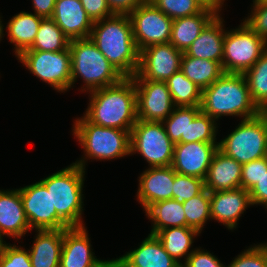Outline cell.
I'll list each match as a JSON object with an SVG mask.
<instances>
[{"instance_id":"obj_1","label":"cell","mask_w":267,"mask_h":267,"mask_svg":"<svg viewBox=\"0 0 267 267\" xmlns=\"http://www.w3.org/2000/svg\"><path fill=\"white\" fill-rule=\"evenodd\" d=\"M89 105L84 116L103 127L131 131L137 118V94L132 77L117 84L89 92Z\"/></svg>"},{"instance_id":"obj_2","label":"cell","mask_w":267,"mask_h":267,"mask_svg":"<svg viewBox=\"0 0 267 267\" xmlns=\"http://www.w3.org/2000/svg\"><path fill=\"white\" fill-rule=\"evenodd\" d=\"M89 38L124 77H133L136 74L139 51L129 15L113 14L94 22Z\"/></svg>"},{"instance_id":"obj_3","label":"cell","mask_w":267,"mask_h":267,"mask_svg":"<svg viewBox=\"0 0 267 267\" xmlns=\"http://www.w3.org/2000/svg\"><path fill=\"white\" fill-rule=\"evenodd\" d=\"M200 108L216 121L222 116H237L244 120L261 113L251 98L245 76L235 73H223L203 89Z\"/></svg>"},{"instance_id":"obj_4","label":"cell","mask_w":267,"mask_h":267,"mask_svg":"<svg viewBox=\"0 0 267 267\" xmlns=\"http://www.w3.org/2000/svg\"><path fill=\"white\" fill-rule=\"evenodd\" d=\"M69 50L72 88L77 78L83 79L85 85L80 90L86 93L117 84L124 78L89 37L70 40Z\"/></svg>"},{"instance_id":"obj_5","label":"cell","mask_w":267,"mask_h":267,"mask_svg":"<svg viewBox=\"0 0 267 267\" xmlns=\"http://www.w3.org/2000/svg\"><path fill=\"white\" fill-rule=\"evenodd\" d=\"M76 119L72 132L86 156L76 160L77 166L85 170L88 159L108 161L130 155V131L96 125L84 115Z\"/></svg>"},{"instance_id":"obj_6","label":"cell","mask_w":267,"mask_h":267,"mask_svg":"<svg viewBox=\"0 0 267 267\" xmlns=\"http://www.w3.org/2000/svg\"><path fill=\"white\" fill-rule=\"evenodd\" d=\"M85 170L75 163L40 180L51 194L52 208L70 226H85L82 220Z\"/></svg>"},{"instance_id":"obj_7","label":"cell","mask_w":267,"mask_h":267,"mask_svg":"<svg viewBox=\"0 0 267 267\" xmlns=\"http://www.w3.org/2000/svg\"><path fill=\"white\" fill-rule=\"evenodd\" d=\"M267 145V118L242 119L238 126L218 142V150L241 165L263 158Z\"/></svg>"},{"instance_id":"obj_8","label":"cell","mask_w":267,"mask_h":267,"mask_svg":"<svg viewBox=\"0 0 267 267\" xmlns=\"http://www.w3.org/2000/svg\"><path fill=\"white\" fill-rule=\"evenodd\" d=\"M267 51V41L245 21L236 29L226 30L222 68L224 73L244 74Z\"/></svg>"},{"instance_id":"obj_9","label":"cell","mask_w":267,"mask_h":267,"mask_svg":"<svg viewBox=\"0 0 267 267\" xmlns=\"http://www.w3.org/2000/svg\"><path fill=\"white\" fill-rule=\"evenodd\" d=\"M174 145L162 122L137 120L130 131V155L139 153L149 167L171 166Z\"/></svg>"},{"instance_id":"obj_10","label":"cell","mask_w":267,"mask_h":267,"mask_svg":"<svg viewBox=\"0 0 267 267\" xmlns=\"http://www.w3.org/2000/svg\"><path fill=\"white\" fill-rule=\"evenodd\" d=\"M17 60L57 92L64 93L71 88L72 63L69 47L58 52L25 50Z\"/></svg>"},{"instance_id":"obj_11","label":"cell","mask_w":267,"mask_h":267,"mask_svg":"<svg viewBox=\"0 0 267 267\" xmlns=\"http://www.w3.org/2000/svg\"><path fill=\"white\" fill-rule=\"evenodd\" d=\"M129 18L138 51L154 44L169 43L173 20L150 1L138 6Z\"/></svg>"},{"instance_id":"obj_12","label":"cell","mask_w":267,"mask_h":267,"mask_svg":"<svg viewBox=\"0 0 267 267\" xmlns=\"http://www.w3.org/2000/svg\"><path fill=\"white\" fill-rule=\"evenodd\" d=\"M31 230H59L70 226L52 208L51 194L40 182L19 188Z\"/></svg>"},{"instance_id":"obj_13","label":"cell","mask_w":267,"mask_h":267,"mask_svg":"<svg viewBox=\"0 0 267 267\" xmlns=\"http://www.w3.org/2000/svg\"><path fill=\"white\" fill-rule=\"evenodd\" d=\"M183 52L171 43L154 44L139 51V66L133 80L167 81L180 70Z\"/></svg>"},{"instance_id":"obj_14","label":"cell","mask_w":267,"mask_h":267,"mask_svg":"<svg viewBox=\"0 0 267 267\" xmlns=\"http://www.w3.org/2000/svg\"><path fill=\"white\" fill-rule=\"evenodd\" d=\"M137 94V118L162 122L173 111L174 104L166 81L134 80Z\"/></svg>"},{"instance_id":"obj_15","label":"cell","mask_w":267,"mask_h":267,"mask_svg":"<svg viewBox=\"0 0 267 267\" xmlns=\"http://www.w3.org/2000/svg\"><path fill=\"white\" fill-rule=\"evenodd\" d=\"M218 143L188 142L174 145L171 167L181 175L205 179Z\"/></svg>"},{"instance_id":"obj_16","label":"cell","mask_w":267,"mask_h":267,"mask_svg":"<svg viewBox=\"0 0 267 267\" xmlns=\"http://www.w3.org/2000/svg\"><path fill=\"white\" fill-rule=\"evenodd\" d=\"M249 206H252L249 191L241 187L210 192L211 220H217L229 230L236 229L240 216Z\"/></svg>"},{"instance_id":"obj_17","label":"cell","mask_w":267,"mask_h":267,"mask_svg":"<svg viewBox=\"0 0 267 267\" xmlns=\"http://www.w3.org/2000/svg\"><path fill=\"white\" fill-rule=\"evenodd\" d=\"M174 177L171 166L148 167L141 173L136 196L144 211L156 202L172 199Z\"/></svg>"},{"instance_id":"obj_18","label":"cell","mask_w":267,"mask_h":267,"mask_svg":"<svg viewBox=\"0 0 267 267\" xmlns=\"http://www.w3.org/2000/svg\"><path fill=\"white\" fill-rule=\"evenodd\" d=\"M89 239L85 226L63 229L59 267H97L103 260L94 256Z\"/></svg>"},{"instance_id":"obj_19","label":"cell","mask_w":267,"mask_h":267,"mask_svg":"<svg viewBox=\"0 0 267 267\" xmlns=\"http://www.w3.org/2000/svg\"><path fill=\"white\" fill-rule=\"evenodd\" d=\"M51 18L70 40L90 37L93 22L80 0H56Z\"/></svg>"},{"instance_id":"obj_20","label":"cell","mask_w":267,"mask_h":267,"mask_svg":"<svg viewBox=\"0 0 267 267\" xmlns=\"http://www.w3.org/2000/svg\"><path fill=\"white\" fill-rule=\"evenodd\" d=\"M30 230L19 189L0 190V233L18 240Z\"/></svg>"},{"instance_id":"obj_21","label":"cell","mask_w":267,"mask_h":267,"mask_svg":"<svg viewBox=\"0 0 267 267\" xmlns=\"http://www.w3.org/2000/svg\"><path fill=\"white\" fill-rule=\"evenodd\" d=\"M221 14H217L184 52L185 55L222 63L225 29Z\"/></svg>"},{"instance_id":"obj_22","label":"cell","mask_w":267,"mask_h":267,"mask_svg":"<svg viewBox=\"0 0 267 267\" xmlns=\"http://www.w3.org/2000/svg\"><path fill=\"white\" fill-rule=\"evenodd\" d=\"M125 267H181L164 249L156 235L150 234L139 247L119 257Z\"/></svg>"},{"instance_id":"obj_23","label":"cell","mask_w":267,"mask_h":267,"mask_svg":"<svg viewBox=\"0 0 267 267\" xmlns=\"http://www.w3.org/2000/svg\"><path fill=\"white\" fill-rule=\"evenodd\" d=\"M242 165L217 150L204 179L209 192L233 190L241 187Z\"/></svg>"},{"instance_id":"obj_24","label":"cell","mask_w":267,"mask_h":267,"mask_svg":"<svg viewBox=\"0 0 267 267\" xmlns=\"http://www.w3.org/2000/svg\"><path fill=\"white\" fill-rule=\"evenodd\" d=\"M29 251L32 267H59L62 253L63 229L36 230Z\"/></svg>"},{"instance_id":"obj_25","label":"cell","mask_w":267,"mask_h":267,"mask_svg":"<svg viewBox=\"0 0 267 267\" xmlns=\"http://www.w3.org/2000/svg\"><path fill=\"white\" fill-rule=\"evenodd\" d=\"M216 15L215 11L205 8L198 14L174 19L169 43L184 53Z\"/></svg>"},{"instance_id":"obj_26","label":"cell","mask_w":267,"mask_h":267,"mask_svg":"<svg viewBox=\"0 0 267 267\" xmlns=\"http://www.w3.org/2000/svg\"><path fill=\"white\" fill-rule=\"evenodd\" d=\"M42 19L34 13L22 11L9 20L6 26L7 36L15 46V57L32 46Z\"/></svg>"},{"instance_id":"obj_27","label":"cell","mask_w":267,"mask_h":267,"mask_svg":"<svg viewBox=\"0 0 267 267\" xmlns=\"http://www.w3.org/2000/svg\"><path fill=\"white\" fill-rule=\"evenodd\" d=\"M155 235L161 241L165 251L182 266L194 251L190 248L194 243L193 240L200 233L193 228L182 226L162 229ZM181 258H185L184 262Z\"/></svg>"},{"instance_id":"obj_28","label":"cell","mask_w":267,"mask_h":267,"mask_svg":"<svg viewBox=\"0 0 267 267\" xmlns=\"http://www.w3.org/2000/svg\"><path fill=\"white\" fill-rule=\"evenodd\" d=\"M146 216L152 220L150 234L155 235L159 230L170 227L186 226L183 204L175 199L156 202L145 210Z\"/></svg>"},{"instance_id":"obj_29","label":"cell","mask_w":267,"mask_h":267,"mask_svg":"<svg viewBox=\"0 0 267 267\" xmlns=\"http://www.w3.org/2000/svg\"><path fill=\"white\" fill-rule=\"evenodd\" d=\"M180 70L201 90L209 87L224 73L219 62L191 57L184 53L181 58Z\"/></svg>"},{"instance_id":"obj_30","label":"cell","mask_w":267,"mask_h":267,"mask_svg":"<svg viewBox=\"0 0 267 267\" xmlns=\"http://www.w3.org/2000/svg\"><path fill=\"white\" fill-rule=\"evenodd\" d=\"M216 120L201 111L200 106H187L186 143H218Z\"/></svg>"},{"instance_id":"obj_31","label":"cell","mask_w":267,"mask_h":267,"mask_svg":"<svg viewBox=\"0 0 267 267\" xmlns=\"http://www.w3.org/2000/svg\"><path fill=\"white\" fill-rule=\"evenodd\" d=\"M174 106H200L202 90L189 80L181 70L173 74L167 81Z\"/></svg>"},{"instance_id":"obj_32","label":"cell","mask_w":267,"mask_h":267,"mask_svg":"<svg viewBox=\"0 0 267 267\" xmlns=\"http://www.w3.org/2000/svg\"><path fill=\"white\" fill-rule=\"evenodd\" d=\"M70 39L52 18H43L32 46L27 50L58 52L69 47Z\"/></svg>"},{"instance_id":"obj_33","label":"cell","mask_w":267,"mask_h":267,"mask_svg":"<svg viewBox=\"0 0 267 267\" xmlns=\"http://www.w3.org/2000/svg\"><path fill=\"white\" fill-rule=\"evenodd\" d=\"M243 75L253 102L262 111L267 106V51Z\"/></svg>"},{"instance_id":"obj_34","label":"cell","mask_w":267,"mask_h":267,"mask_svg":"<svg viewBox=\"0 0 267 267\" xmlns=\"http://www.w3.org/2000/svg\"><path fill=\"white\" fill-rule=\"evenodd\" d=\"M183 209L186 217V227L202 232L210 215V192L204 189L200 194L184 201Z\"/></svg>"},{"instance_id":"obj_35","label":"cell","mask_w":267,"mask_h":267,"mask_svg":"<svg viewBox=\"0 0 267 267\" xmlns=\"http://www.w3.org/2000/svg\"><path fill=\"white\" fill-rule=\"evenodd\" d=\"M156 8L172 20L192 16L205 7L197 0H149Z\"/></svg>"},{"instance_id":"obj_36","label":"cell","mask_w":267,"mask_h":267,"mask_svg":"<svg viewBox=\"0 0 267 267\" xmlns=\"http://www.w3.org/2000/svg\"><path fill=\"white\" fill-rule=\"evenodd\" d=\"M205 189L204 179L181 175L175 172L172 186V199L184 203L190 198L200 194Z\"/></svg>"},{"instance_id":"obj_37","label":"cell","mask_w":267,"mask_h":267,"mask_svg":"<svg viewBox=\"0 0 267 267\" xmlns=\"http://www.w3.org/2000/svg\"><path fill=\"white\" fill-rule=\"evenodd\" d=\"M167 136L174 143H186L187 106H175L172 113L162 121Z\"/></svg>"},{"instance_id":"obj_38","label":"cell","mask_w":267,"mask_h":267,"mask_svg":"<svg viewBox=\"0 0 267 267\" xmlns=\"http://www.w3.org/2000/svg\"><path fill=\"white\" fill-rule=\"evenodd\" d=\"M251 13L244 19L247 25L267 41V1L253 0Z\"/></svg>"},{"instance_id":"obj_39","label":"cell","mask_w":267,"mask_h":267,"mask_svg":"<svg viewBox=\"0 0 267 267\" xmlns=\"http://www.w3.org/2000/svg\"><path fill=\"white\" fill-rule=\"evenodd\" d=\"M0 267H32L29 251L7 243L0 256Z\"/></svg>"},{"instance_id":"obj_40","label":"cell","mask_w":267,"mask_h":267,"mask_svg":"<svg viewBox=\"0 0 267 267\" xmlns=\"http://www.w3.org/2000/svg\"><path fill=\"white\" fill-rule=\"evenodd\" d=\"M226 267H267V260L262 248L255 244L237 255Z\"/></svg>"},{"instance_id":"obj_41","label":"cell","mask_w":267,"mask_h":267,"mask_svg":"<svg viewBox=\"0 0 267 267\" xmlns=\"http://www.w3.org/2000/svg\"><path fill=\"white\" fill-rule=\"evenodd\" d=\"M264 167H267L264 158L243 164L241 170V188L249 191L263 175Z\"/></svg>"},{"instance_id":"obj_42","label":"cell","mask_w":267,"mask_h":267,"mask_svg":"<svg viewBox=\"0 0 267 267\" xmlns=\"http://www.w3.org/2000/svg\"><path fill=\"white\" fill-rule=\"evenodd\" d=\"M181 267H226L221 261L205 249L196 248Z\"/></svg>"},{"instance_id":"obj_43","label":"cell","mask_w":267,"mask_h":267,"mask_svg":"<svg viewBox=\"0 0 267 267\" xmlns=\"http://www.w3.org/2000/svg\"><path fill=\"white\" fill-rule=\"evenodd\" d=\"M80 2L93 23L113 15L106 0H80Z\"/></svg>"},{"instance_id":"obj_44","label":"cell","mask_w":267,"mask_h":267,"mask_svg":"<svg viewBox=\"0 0 267 267\" xmlns=\"http://www.w3.org/2000/svg\"><path fill=\"white\" fill-rule=\"evenodd\" d=\"M252 205H263L267 208V167L259 181L249 190ZM266 206V207H265Z\"/></svg>"},{"instance_id":"obj_45","label":"cell","mask_w":267,"mask_h":267,"mask_svg":"<svg viewBox=\"0 0 267 267\" xmlns=\"http://www.w3.org/2000/svg\"><path fill=\"white\" fill-rule=\"evenodd\" d=\"M107 5L113 14L129 15L138 6L149 0H106Z\"/></svg>"},{"instance_id":"obj_46","label":"cell","mask_w":267,"mask_h":267,"mask_svg":"<svg viewBox=\"0 0 267 267\" xmlns=\"http://www.w3.org/2000/svg\"><path fill=\"white\" fill-rule=\"evenodd\" d=\"M55 2L56 0H32L34 14L43 18H51Z\"/></svg>"},{"instance_id":"obj_47","label":"cell","mask_w":267,"mask_h":267,"mask_svg":"<svg viewBox=\"0 0 267 267\" xmlns=\"http://www.w3.org/2000/svg\"><path fill=\"white\" fill-rule=\"evenodd\" d=\"M199 1L205 8L211 9L215 11L217 14H221L222 5L224 3L221 0H197Z\"/></svg>"},{"instance_id":"obj_48","label":"cell","mask_w":267,"mask_h":267,"mask_svg":"<svg viewBox=\"0 0 267 267\" xmlns=\"http://www.w3.org/2000/svg\"><path fill=\"white\" fill-rule=\"evenodd\" d=\"M97 267H125L119 258L103 260Z\"/></svg>"},{"instance_id":"obj_49","label":"cell","mask_w":267,"mask_h":267,"mask_svg":"<svg viewBox=\"0 0 267 267\" xmlns=\"http://www.w3.org/2000/svg\"><path fill=\"white\" fill-rule=\"evenodd\" d=\"M6 245L7 243L3 240V235L0 233V256L2 255Z\"/></svg>"},{"instance_id":"obj_50","label":"cell","mask_w":267,"mask_h":267,"mask_svg":"<svg viewBox=\"0 0 267 267\" xmlns=\"http://www.w3.org/2000/svg\"><path fill=\"white\" fill-rule=\"evenodd\" d=\"M258 245L262 248V250H263V252L265 254L266 260H267V242L266 243H261V244H258Z\"/></svg>"},{"instance_id":"obj_51","label":"cell","mask_w":267,"mask_h":267,"mask_svg":"<svg viewBox=\"0 0 267 267\" xmlns=\"http://www.w3.org/2000/svg\"><path fill=\"white\" fill-rule=\"evenodd\" d=\"M4 25H3V23H2V21H1V17H0V41H1V39L4 37L3 35H5L3 32H4Z\"/></svg>"},{"instance_id":"obj_52","label":"cell","mask_w":267,"mask_h":267,"mask_svg":"<svg viewBox=\"0 0 267 267\" xmlns=\"http://www.w3.org/2000/svg\"><path fill=\"white\" fill-rule=\"evenodd\" d=\"M261 113L267 118V106L261 111Z\"/></svg>"},{"instance_id":"obj_53","label":"cell","mask_w":267,"mask_h":267,"mask_svg":"<svg viewBox=\"0 0 267 267\" xmlns=\"http://www.w3.org/2000/svg\"><path fill=\"white\" fill-rule=\"evenodd\" d=\"M264 160L266 161L267 163V145H266V148H265V151H264V156H263Z\"/></svg>"}]
</instances>
